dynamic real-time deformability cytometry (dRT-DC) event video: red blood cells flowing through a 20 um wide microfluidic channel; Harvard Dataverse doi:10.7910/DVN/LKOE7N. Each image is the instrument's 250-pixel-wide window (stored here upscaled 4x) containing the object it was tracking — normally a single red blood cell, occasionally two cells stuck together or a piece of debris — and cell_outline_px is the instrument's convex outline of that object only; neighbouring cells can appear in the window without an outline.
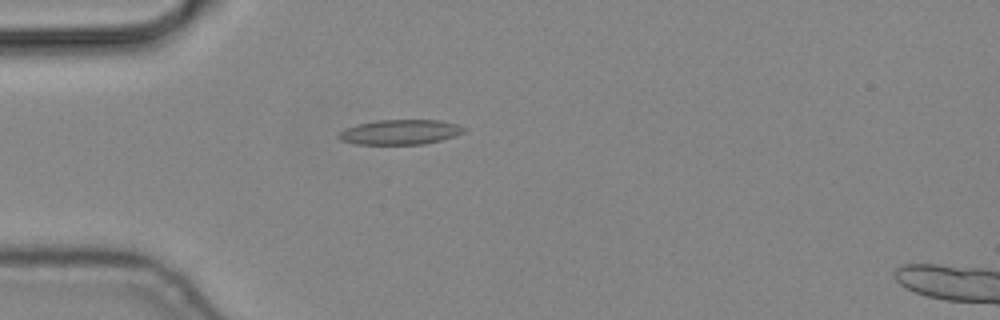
{"species": "common noctule bat (a hibernating species)", "species_latin": "Nyctalus noctula", "temperature_condition": "cold", "stored_images_in_passage": 2, "camera_frame_rate_fps": 3000, "um_per_image_px": 0.085, "animal": {"sex": "male", "body_mass_g": 19.2, "forearm_length_mm": 51.8}, "frame": {"image": 1, "passage_image": 1, "time_ms": 0.0, "image_size_px": [1000, 320], "cell_outline_px": [[468, 128], [464, 132], [456, 136], [424, 144], [356, 144], [340, 140], [336, 136], [344, 128], [356, 124], [376, 120], [440, 120], [456, 124]], "centroid_in_image_um": [34.0, 11.22], "position_along_channel_um": 51.0, "area_um2": 18.32}}